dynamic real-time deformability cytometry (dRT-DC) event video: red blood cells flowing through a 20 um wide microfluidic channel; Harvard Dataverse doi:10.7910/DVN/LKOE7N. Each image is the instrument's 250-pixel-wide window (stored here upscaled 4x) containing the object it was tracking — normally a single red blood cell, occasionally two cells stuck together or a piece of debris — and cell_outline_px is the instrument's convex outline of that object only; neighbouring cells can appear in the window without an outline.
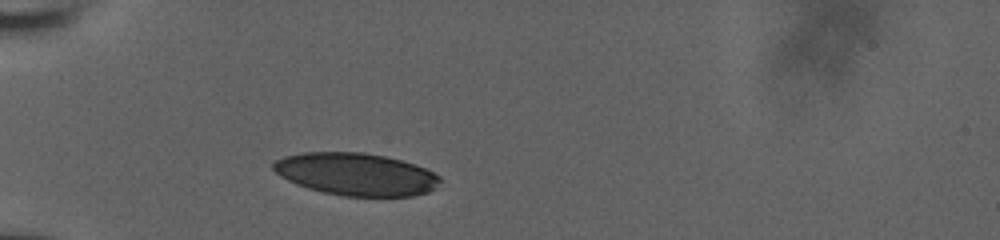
{"species": "human", "species_latin": "Homo sapiens", "temperature_condition": "room temperature", "stored_images_in_passage": 30, "camera_frame_rate_fps": 3000, "um_per_image_px": 0.085, "donor": {"sex": "male"}, "frame": {"image": 1, "passage_image": 1, "time_ms": 0.0, "image_size_px": [1000, 240], "cell_outline_px": [[444, 180], [436, 188], [428, 192], [412, 196], [344, 196], [324, 192], [308, 188], [296, 184], [280, 176], [272, 168], [272, 164], [276, 160], [284, 156], [304, 152], [364, 152], [384, 156], [400, 160], [424, 168], [440, 176]], "centroid_in_image_um": [30.27, 14.81], "position_along_channel_um": 54.7, "area_um2": 41.27}}
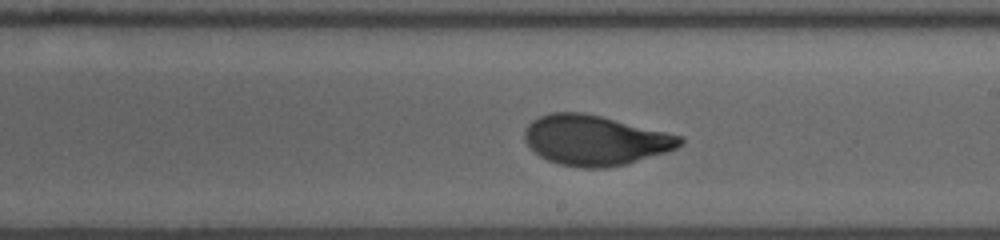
{"frame": {"image": 2, "passage_image": 17, "time_ms": 5.333, "image_size_px": [1000, 240], "cell_outline_px": [[684, 144], [668, 152], [628, 164], [608, 168], [580, 168], [560, 164], [548, 160], [540, 156], [524, 140], [524, 132], [528, 124], [532, 120], [540, 116], [552, 112], [584, 112], [684, 136]], "centroid_in_image_um": [50.63, 11.93], "position_along_channel_um": 238.4, "area_um2": 45.6}}
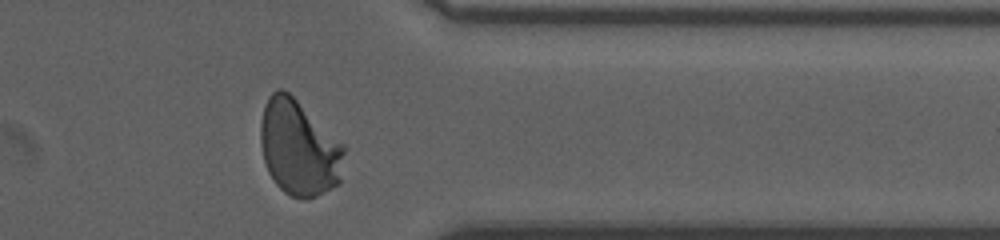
{"frame": {"image": 3, "passage_image": 29, "time_ms": 9.333, "image_size_px": [1000, 240], "cell_outline_px": [[344, 152], [340, 184], [308, 200], [304, 200], [292, 196], [284, 192], [276, 184], [268, 172], [264, 160], [260, 144], [260, 124], [264, 108], [268, 96], [272, 92], [280, 88], [288, 92], [344, 144]], "centroid_in_image_um": [25.4, 12.6], "position_along_channel_um": 386.0, "area_um2": 46.59}, "authors_computed_cell_mechanics": {"area_um2": 45.0551, "velocity_mm_per_s": 3.8358, "shape_relaxation_time_tau1_ms": 4.2154, "shape_relaxation_time_tau2_ms": null, "deformation_change_tau1": 0.1944, "deformation_change_tau2": null}}